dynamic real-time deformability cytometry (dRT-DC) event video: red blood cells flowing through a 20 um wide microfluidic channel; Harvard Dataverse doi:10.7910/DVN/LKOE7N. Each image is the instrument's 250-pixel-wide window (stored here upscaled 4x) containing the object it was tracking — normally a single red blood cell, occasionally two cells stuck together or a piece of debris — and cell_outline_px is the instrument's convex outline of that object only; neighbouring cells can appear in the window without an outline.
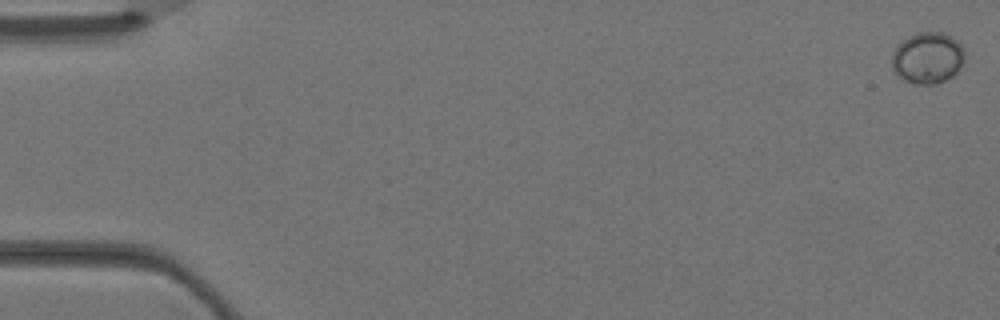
{"species": "Egyptian fruit bat (a non-hibernating species)", "species_latin": "Rousettus aegyptiacus", "temperature_condition": "warm", "stored_images_in_passage": 2, "camera_frame_rate_fps": 3000, "um_per_image_px": 0.085, "animal": {"sex": "female"}, "frame": {"image": 1, "passage_image": 1, "time_ms": 0.0, "image_size_px": [1000, 320], "cell_outline_px": [[964, 60], [960, 68], [952, 76], [936, 84], [916, 84], [904, 80], [896, 76], [892, 68], [892, 52], [896, 44], [908, 36], [920, 32], [944, 32], [952, 36], [964, 48]], "centroid_in_image_um": [78.82, 4.91], "position_along_channel_um": 6.2, "area_um2": 22.14}}